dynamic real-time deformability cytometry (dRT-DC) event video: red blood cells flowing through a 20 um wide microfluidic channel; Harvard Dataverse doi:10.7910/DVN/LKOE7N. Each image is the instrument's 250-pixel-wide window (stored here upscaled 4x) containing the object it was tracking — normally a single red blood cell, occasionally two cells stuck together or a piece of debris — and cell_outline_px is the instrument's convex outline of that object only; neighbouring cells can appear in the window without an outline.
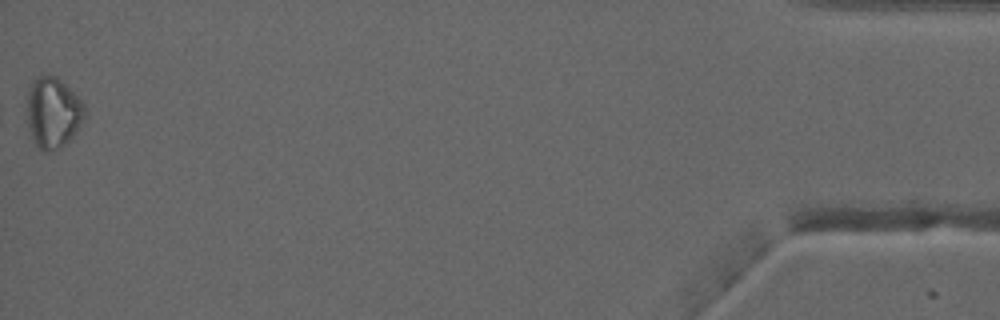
{"species": "common noctule bat (a hibernating species)", "species_latin": "Nyctalus noctula", "temperature_condition": "warm", "stored_images_in_passage": 51, "camera_frame_rate_fps": 3000, "um_per_image_px": 0.085, "animal": {"sex": "male", "forearm_length_mm": 52.5}, "frame": {"image": 1, "passage_image": 51, "time_ms": 16.667, "image_size_px": [1000, 320], "cell_outline_px": [[84, 120], [76, 132], [60, 148], [48, 152], [40, 148], [36, 144], [32, 136], [28, 124], [28, 88], [40, 76], [56, 76], [84, 104]], "centroid_in_image_um": [4.51, 9.59], "position_along_channel_um": 430.7, "area_um2": 23.06}}